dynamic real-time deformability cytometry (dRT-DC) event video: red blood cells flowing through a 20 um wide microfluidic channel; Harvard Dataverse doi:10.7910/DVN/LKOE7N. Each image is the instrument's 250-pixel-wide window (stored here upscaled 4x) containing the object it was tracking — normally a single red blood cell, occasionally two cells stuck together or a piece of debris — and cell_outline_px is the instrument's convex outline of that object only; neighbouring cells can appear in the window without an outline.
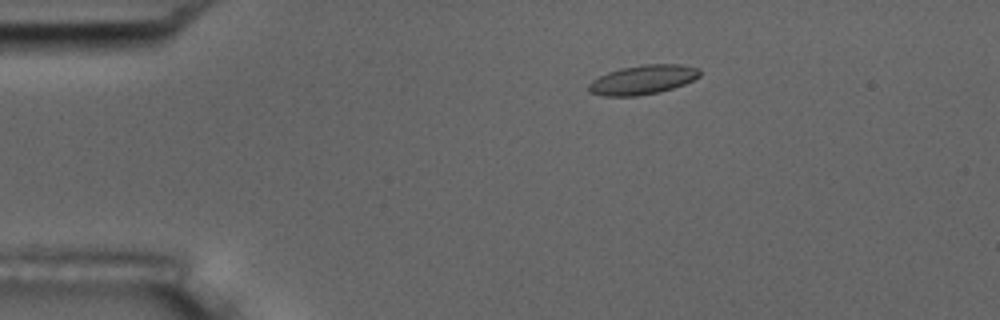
{"species": "common noctule bat (a hibernating species)", "species_latin": "Nyctalus noctula", "temperature_condition": "room temperature", "stored_images_in_passage": 5, "camera_frame_rate_fps": 3000, "um_per_image_px": 0.085, "animal": {"sex": "male", "body_mass_g": 17.5, "forearm_length_mm": 52.3}, "frame": {"image": 1, "passage_image": 3, "time_ms": 2.333, "image_size_px": [1000, 320], "cell_outline_px": [[700, 76], [684, 84], [660, 92], [636, 96], [604, 96], [588, 92], [588, 84], [592, 80], [608, 72], [620, 68], [644, 64], [680, 64], [700, 68]], "centroid_in_image_um": [54.63, 6.77], "position_along_channel_um": 30.4, "area_um2": 19.02}}